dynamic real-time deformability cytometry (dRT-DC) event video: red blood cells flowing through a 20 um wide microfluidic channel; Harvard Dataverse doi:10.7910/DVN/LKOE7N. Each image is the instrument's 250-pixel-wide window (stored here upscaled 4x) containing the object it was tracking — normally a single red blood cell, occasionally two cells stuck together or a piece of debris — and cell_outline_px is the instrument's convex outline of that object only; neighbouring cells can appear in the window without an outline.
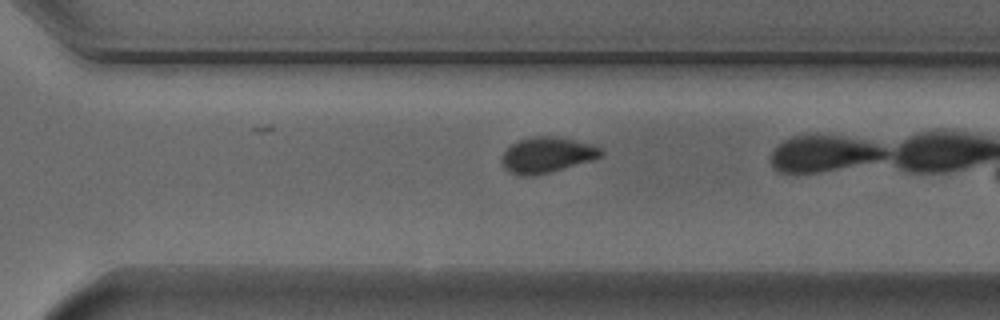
{"species": "Egyptian fruit bat (a non-hibernating species)", "species_latin": "Rousettus aegyptiacus", "temperature_condition": "cold", "stored_images_in_passage": 38, "camera_frame_rate_fps": 3000, "um_per_image_px": 0.085, "animal": {"sex": "male"}, "frame": {"image": 1, "passage_image": 33, "time_ms": 10.667, "image_size_px": [1000, 320], "cell_outline_px": [[604, 156], [592, 160], [548, 172], [532, 176], [524, 176], [508, 172], [504, 168], [500, 160], [500, 156], [512, 144], [520, 140], [532, 136], [552, 136], [592, 144], [600, 148], [604, 152]], "centroid_in_image_um": [46.47, 13.17], "position_along_channel_um": 324.1, "area_um2": 20.46}}